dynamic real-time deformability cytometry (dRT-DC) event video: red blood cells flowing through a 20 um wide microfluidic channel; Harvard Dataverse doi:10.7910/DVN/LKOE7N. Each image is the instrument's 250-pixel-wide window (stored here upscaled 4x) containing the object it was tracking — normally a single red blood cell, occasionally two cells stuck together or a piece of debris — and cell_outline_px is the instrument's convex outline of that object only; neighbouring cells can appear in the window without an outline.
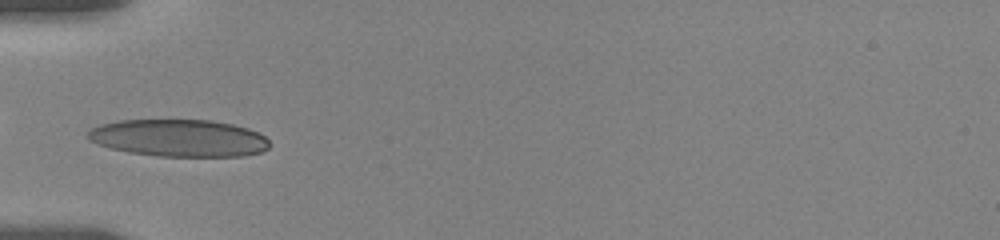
{"species": "human", "species_latin": "Homo sapiens", "temperature_condition": "room temperature", "stored_images_in_passage": 38, "camera_frame_rate_fps": 3000, "um_per_image_px": 0.085, "donor": {"sex": "female"}, "frame": {"image": 1, "passage_image": 1, "time_ms": 0.0, "image_size_px": [1000, 240], "cell_outline_px": [[268, 148], [260, 152], [244, 156], [160, 156], [128, 152], [96, 144], [88, 140], [88, 132], [92, 128], [100, 124], [120, 120], [212, 120], [232, 124], [248, 128], [264, 136], [268, 140]], "centroid_in_image_um": [15.19, 11.73], "position_along_channel_um": 69.8, "area_um2": 39.3}}
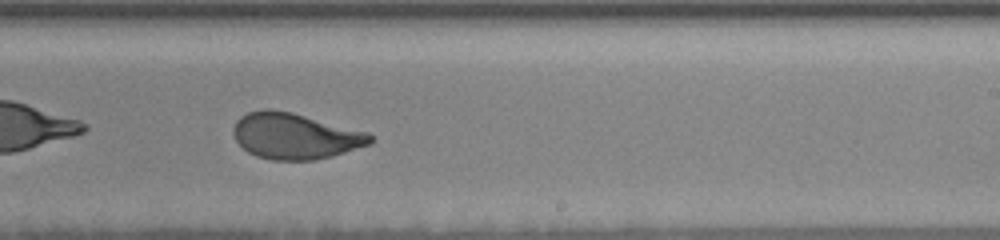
{"frame": {"image": 2, "passage_image": 18, "time_ms": 5.333, "image_size_px": [1000, 240], "cell_outline_px": [[372, 144], [332, 156], [312, 160], [272, 160], [256, 156], [248, 152], [236, 140], [232, 132], [232, 128], [236, 120], [240, 116], [248, 112], [264, 108], [272, 108], [292, 112], [368, 132], [372, 136]], "centroid_in_image_um": [25.06, 11.55], "position_along_channel_um": 263.9, "area_um2": 36.88}}
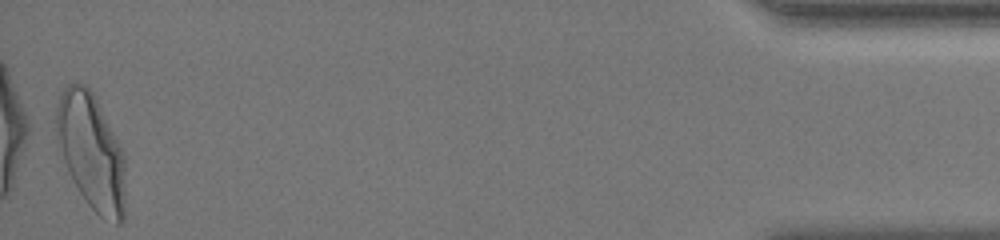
{"frame": {"image": 3, "passage_image": 38, "time_ms": 12.0, "image_size_px": [1000, 240], "cell_outline_px": [[124, 220], [120, 224], [116, 224], [100, 216], [88, 204], [72, 180], [64, 160], [56, 136], [56, 108], [60, 96], [64, 88], [68, 84], [76, 80], [84, 84], [92, 92], [124, 156]], "centroid_in_image_um": [7.74, 12.89], "position_along_channel_um": 427.5, "area_um2": 45.78}, "authors_computed_cell_mechanics": {"area_um2": 36.9342, "velocity_mm_per_s": 3.6449, "shape_relaxation_time_tau1_ms": 3.7989, "shape_relaxation_time_tau2_ms": null, "deformation_change_tau1": 0.1778, "deformation_change_tau2": null}}